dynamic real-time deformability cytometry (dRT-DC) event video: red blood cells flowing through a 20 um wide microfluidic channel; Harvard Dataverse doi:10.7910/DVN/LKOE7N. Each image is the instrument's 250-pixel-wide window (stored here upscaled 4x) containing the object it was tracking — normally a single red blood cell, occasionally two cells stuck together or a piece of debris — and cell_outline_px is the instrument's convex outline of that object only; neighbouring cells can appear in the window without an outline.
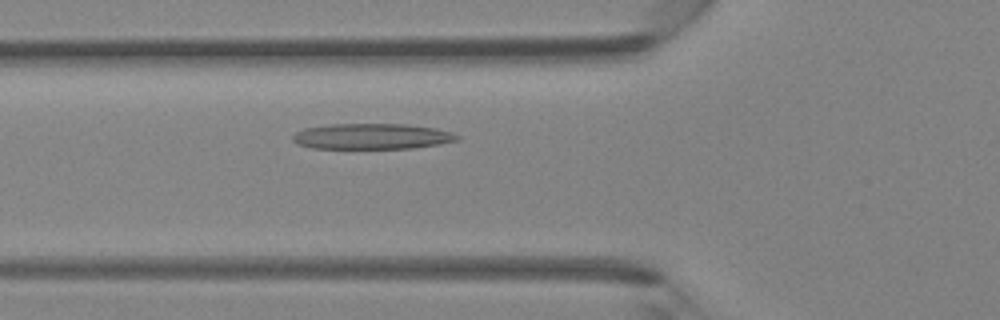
{"species": "Egyptian fruit bat (a non-hibernating species)", "species_latin": "Rousettus aegyptiacus", "temperature_condition": "room temperature", "stored_images_in_passage": 39, "camera_frame_rate_fps": 3000, "um_per_image_px": 0.085, "animal": {"sex": "female"}, "frame": {"image": 1, "passage_image": 12, "time_ms": 3.667, "image_size_px": [1000, 320], "cell_outline_px": [[460, 140], [440, 144], [412, 148], [312, 148], [296, 144], [292, 140], [292, 136], [296, 132], [304, 128], [328, 124], [408, 124], [436, 128], [452, 132], [460, 136]], "centroid_in_image_um": [31.62, 11.58], "position_along_channel_um": 94.2, "area_um2": 24.8}}
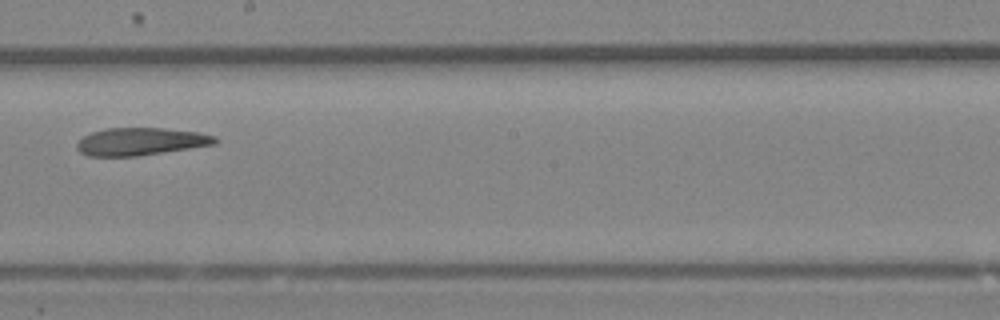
{"frame": {"image": 2, "passage_image": 21, "time_ms": 6.667, "image_size_px": [1000, 320], "cell_outline_px": [[220, 140], [216, 144], [136, 156], [88, 156], [80, 152], [76, 148], [76, 144], [84, 136], [92, 132], [104, 128], [164, 128], [200, 132], [216, 136]], "centroid_in_image_um": [11.98, 12.02], "position_along_channel_um": 236.2, "area_um2": 22.25}}
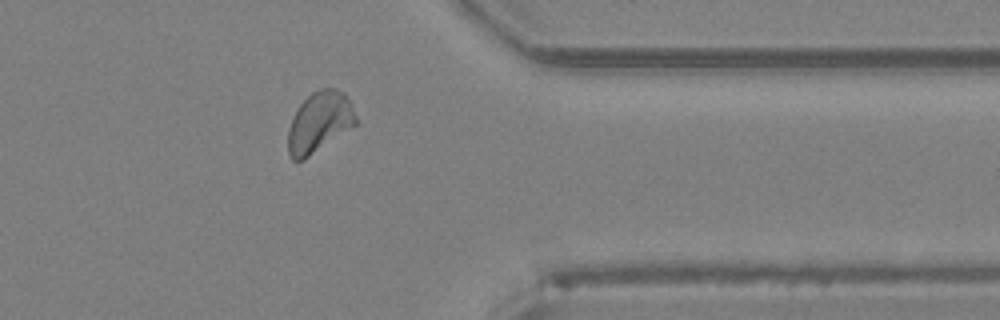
{"frame": {"image": 3, "passage_image": 31, "time_ms": 10.0, "image_size_px": [1000, 320], "cell_outline_px": [[356, 124], [304, 160], [292, 160], [288, 152], [288, 128], [300, 104], [312, 92], [320, 88], [336, 88], [344, 92], [356, 116]], "centroid_in_image_um": [27.13, 10.38], "position_along_channel_um": 384.3, "area_um2": 23.58}}